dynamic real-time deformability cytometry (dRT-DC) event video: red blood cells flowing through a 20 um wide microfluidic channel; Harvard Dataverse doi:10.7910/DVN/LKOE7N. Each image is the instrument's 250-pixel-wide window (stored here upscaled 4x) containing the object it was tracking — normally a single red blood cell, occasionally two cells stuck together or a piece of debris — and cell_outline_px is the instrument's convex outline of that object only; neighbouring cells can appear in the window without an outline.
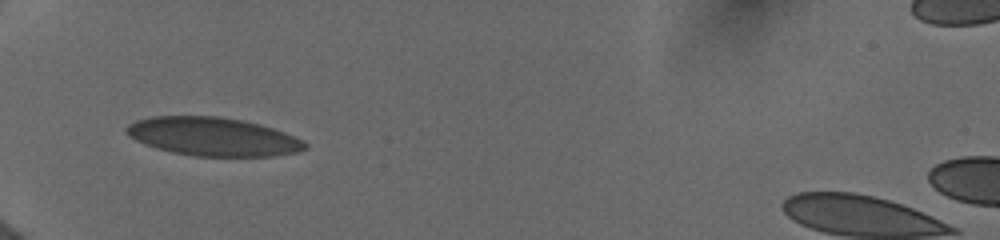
{"species": "human", "species_latin": "Homo sapiens", "temperature_condition": "cold", "stored_images_in_passage": 43, "camera_frame_rate_fps": 3000, "um_per_image_px": 0.085, "donor": {"sex": "female"}, "frame": {"image": 1, "passage_image": 1, "time_ms": 0.0, "image_size_px": [1000, 240], "cell_outline_px": [[308, 148], [300, 152], [276, 156], [196, 156], [172, 152], [156, 148], [144, 144], [136, 140], [124, 132], [124, 128], [128, 124], [136, 120], [152, 116], [220, 116], [244, 120], [260, 124], [284, 132], [308, 144]], "centroid_in_image_um": [18.09, 11.61], "position_along_channel_um": 66.9, "area_um2": 40.23}}
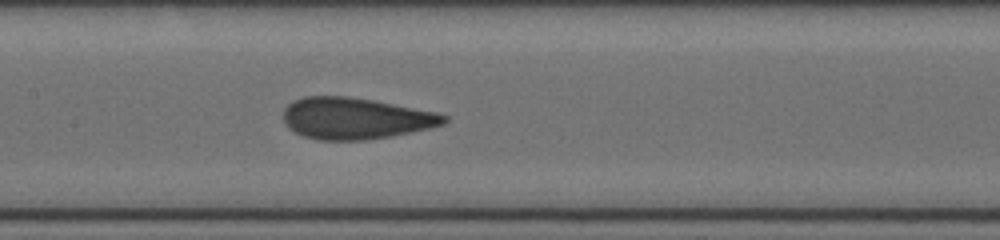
{"frame": {"image": 2, "passage_image": 19, "time_ms": 3.0, "image_size_px": [1000, 240], "cell_outline_px": [[448, 120], [444, 124], [412, 132], [392, 136], [364, 140], [316, 140], [304, 136], [288, 128], [284, 120], [284, 108], [292, 100], [304, 96], [348, 96], [372, 100], [436, 112], [448, 116]], "centroid_in_image_um": [30.19, 10.06], "position_along_channel_um": 177.2, "area_um2": 38.84}}
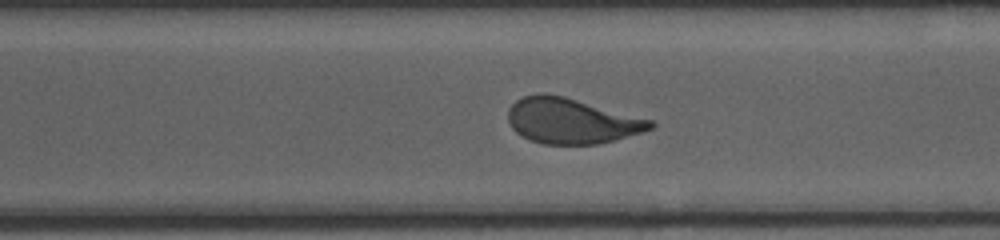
{"frame": {"image": 3, "passage_image": 42, "time_ms": 6.667, "image_size_px": [1000, 240], "cell_outline_px": [[656, 124], [652, 128], [644, 132], [596, 144], [544, 144], [532, 140], [516, 132], [512, 128], [508, 120], [508, 108], [516, 100], [524, 96], [540, 92], [544, 92], [564, 96], [652, 120]], "centroid_in_image_um": [48.56, 10.26], "position_along_channel_um": 322.0, "area_um2": 37.51}}